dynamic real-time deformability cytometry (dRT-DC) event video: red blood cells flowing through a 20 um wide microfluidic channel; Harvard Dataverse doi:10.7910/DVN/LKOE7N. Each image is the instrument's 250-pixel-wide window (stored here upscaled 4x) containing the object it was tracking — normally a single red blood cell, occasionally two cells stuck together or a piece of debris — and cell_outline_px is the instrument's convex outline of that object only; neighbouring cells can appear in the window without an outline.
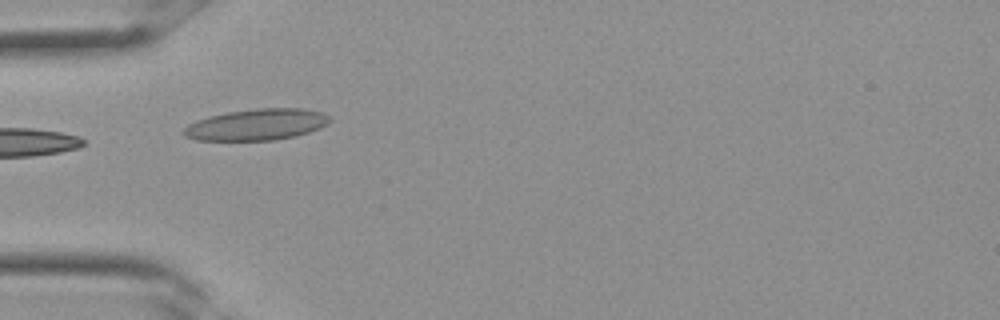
{"species": "Egyptian fruit bat (a non-hibernating species)", "species_latin": "Rousettus aegyptiacus", "temperature_condition": "room temperature", "stored_images_in_passage": 16, "camera_frame_rate_fps": 3000, "um_per_image_px": 0.085, "frame": {"image": 1, "passage_image": 1, "time_ms": 0.0, "image_size_px": [1000, 320], "cell_outline_px": [[332, 120], [328, 124], [320, 128], [296, 136], [276, 140], [196, 140], [184, 136], [180, 132], [188, 124], [196, 120], [228, 112], [256, 108], [304, 108], [320, 112], [332, 116]], "centroid_in_image_um": [21.84, 10.59], "position_along_channel_um": 63.2, "area_um2": 26.82}}